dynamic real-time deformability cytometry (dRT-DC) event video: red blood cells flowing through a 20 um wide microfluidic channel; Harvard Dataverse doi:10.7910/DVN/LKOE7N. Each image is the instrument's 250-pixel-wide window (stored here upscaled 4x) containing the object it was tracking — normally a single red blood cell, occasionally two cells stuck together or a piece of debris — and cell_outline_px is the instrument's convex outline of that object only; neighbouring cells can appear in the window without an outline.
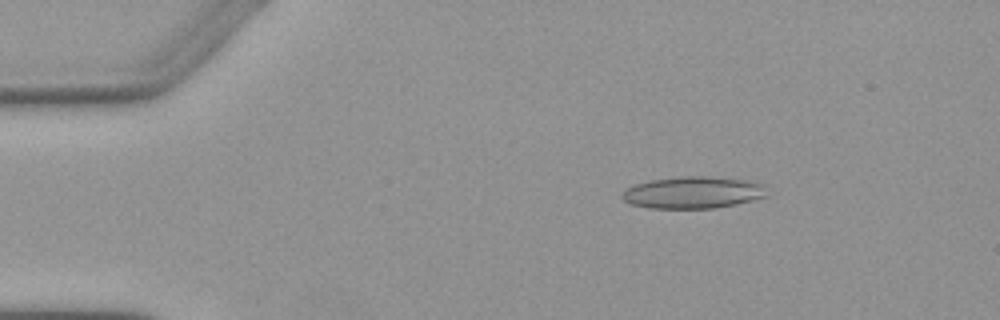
{"species": "Egyptian fruit bat (a non-hibernating species)", "species_latin": "Rousettus aegyptiacus", "temperature_condition": "warm", "stored_images_in_passage": 4, "camera_frame_rate_fps": 3000, "um_per_image_px": 0.085, "animal": {"sex": "female"}, "frame": {"image": 1, "passage_image": 3, "time_ms": 2.333, "image_size_px": [1000, 320], "cell_outline_px": [[768, 196], [736, 204], [716, 208], [648, 208], [632, 204], [624, 200], [620, 196], [628, 188], [636, 184], [652, 180], [680, 176], [704, 176], [744, 180], [764, 184]], "centroid_in_image_um": [58.93, 16.37], "position_along_channel_um": 26.1, "area_um2": 26.76}}